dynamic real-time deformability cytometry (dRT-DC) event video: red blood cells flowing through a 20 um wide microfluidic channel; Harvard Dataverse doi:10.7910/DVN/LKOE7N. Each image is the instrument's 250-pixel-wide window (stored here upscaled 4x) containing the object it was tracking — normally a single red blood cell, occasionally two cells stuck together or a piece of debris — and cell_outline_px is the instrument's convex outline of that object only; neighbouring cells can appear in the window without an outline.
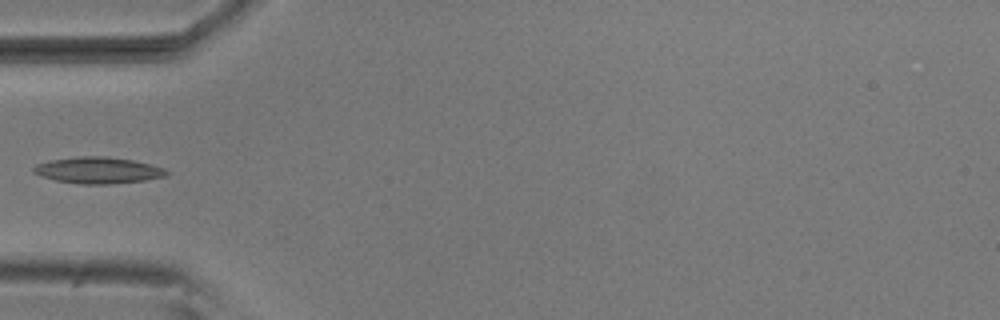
{"species": "common noctule bat (a hibernating species)", "species_latin": "Nyctalus noctula", "temperature_condition": "room temperature", "stored_images_in_passage": 5, "camera_frame_rate_fps": 3000, "um_per_image_px": 0.085, "animal": {"sex": "male", "body_mass_g": 20.5, "forearm_length_mm": 52.5}, "frame": {"image": 1, "passage_image": 5, "time_ms": 1.333, "image_size_px": [1000, 320], "cell_outline_px": [[168, 176], [144, 180], [112, 184], [80, 184], [56, 180], [40, 176], [32, 172], [32, 168], [36, 164], [48, 160], [76, 156], [108, 156], [132, 160], [164, 168], [168, 172]], "centroid_in_image_um": [8.29, 14.47], "position_along_channel_um": 76.7, "area_um2": 20.58}}